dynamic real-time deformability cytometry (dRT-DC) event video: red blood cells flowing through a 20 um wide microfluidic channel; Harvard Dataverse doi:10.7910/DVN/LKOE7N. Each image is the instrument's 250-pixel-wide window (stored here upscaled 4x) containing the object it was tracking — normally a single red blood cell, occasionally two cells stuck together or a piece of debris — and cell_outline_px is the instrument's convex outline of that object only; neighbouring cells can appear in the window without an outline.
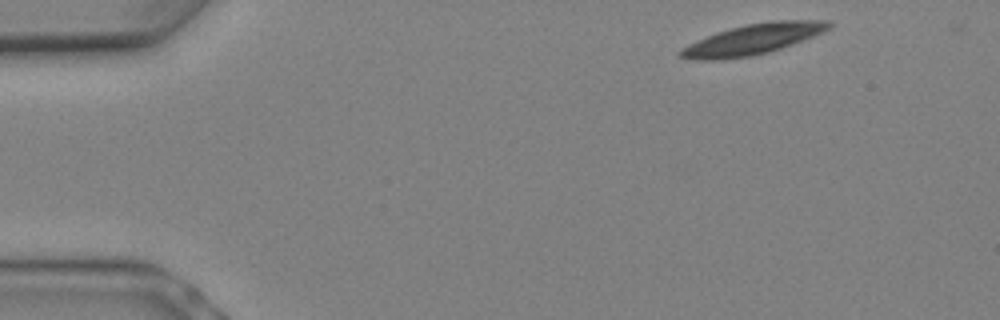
{"species": "Egyptian fruit bat (a non-hibernating species)", "species_latin": "Rousettus aegyptiacus", "temperature_condition": "warm", "stored_images_in_passage": 3, "segment_of_instrument_passage": [1, 2], "camera_frame_rate_fps": 3000, "um_per_image_px": 0.085, "animal": {"sex": "female"}, "frame": {"image": 1, "passage_image": 1, "time_ms": 0.0, "image_size_px": [1000, 320], "cell_outline_px": [[832, 28], [824, 32], [804, 40], [768, 52], [752, 56], [720, 60], [688, 60], [680, 56], [676, 52], [680, 48], [708, 36], [744, 24], [772, 20], [832, 20]], "centroid_in_image_um": [64.02, 3.34], "position_along_channel_um": 21.0, "area_um2": 26.47}}